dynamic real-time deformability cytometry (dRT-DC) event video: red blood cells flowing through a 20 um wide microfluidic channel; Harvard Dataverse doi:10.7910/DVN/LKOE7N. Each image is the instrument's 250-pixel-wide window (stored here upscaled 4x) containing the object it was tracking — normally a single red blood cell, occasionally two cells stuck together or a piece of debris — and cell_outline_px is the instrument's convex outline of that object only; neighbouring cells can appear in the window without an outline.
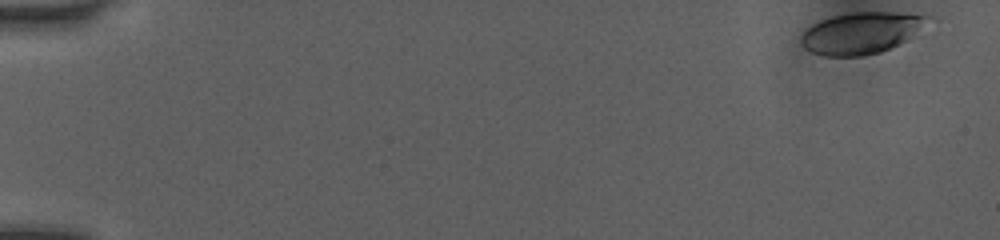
{"species": "human", "species_latin": "Homo sapiens", "temperature_condition": "room temperature", "stored_images_in_passage": 50, "camera_frame_rate_fps": 3000, "um_per_image_px": 0.085, "donor": {"sex": "female"}, "frame": {"image": 1, "passage_image": 1, "time_ms": 0.0, "image_size_px": [1000, 240], "cell_outline_px": [[932, 16], [904, 40], [892, 48], [880, 52], [860, 56], [824, 56], [812, 52], [804, 48], [800, 44], [800, 36], [812, 24], [820, 20], [832, 16], [852, 12], [892, 12]], "centroid_in_image_um": [73.09, 2.8], "position_along_channel_um": 11.9, "area_um2": 30.11}}
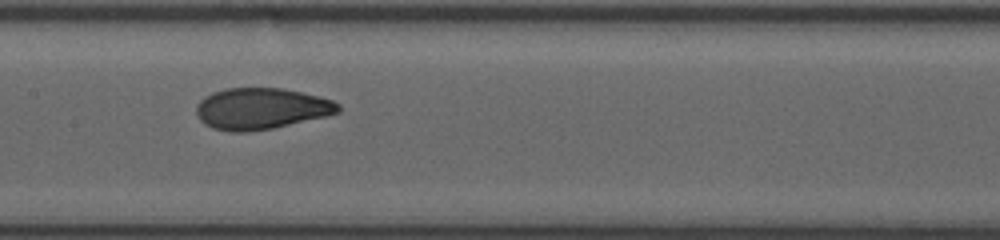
{"frame": {"image": 2, "passage_image": 26, "time_ms": 8.333, "image_size_px": [1000, 240], "cell_outline_px": [[340, 112], [328, 116], [272, 128], [248, 132], [232, 132], [212, 128], [204, 124], [196, 116], [196, 104], [204, 96], [212, 92], [224, 88], [280, 88], [300, 92], [332, 100], [340, 104]], "centroid_in_image_um": [22.16, 9.24], "position_along_channel_um": 185.2, "area_um2": 34.33}}
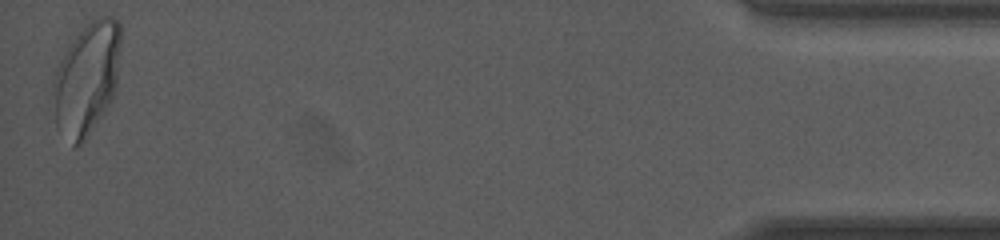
{"frame": {"image": 3, "passage_image": 50, "time_ms": 16.333, "image_size_px": [1000, 240], "cell_outline_px": [[120, 48], [116, 84], [112, 96], [108, 104], [88, 136], [80, 144], [72, 148], [56, 128], [52, 84], [52, 80], [56, 68], [60, 60], [72, 40], [92, 20], [104, 16], [112, 16], [120, 24]], "centroid_in_image_um": [7.34, 6.71], "position_along_channel_um": 427.9, "area_um2": 43.99}, "authors_computed_cell_mechanics": {"area_um2": 33.8997, "velocity_mm_per_s": 4.0445, "shape_relaxation_time_tau1_ms": 3.2486, "shape_relaxation_time_tau2_ms": 0.7774, "deformation_change_tau1": 0.1562, "deformation_change_tau2": 0.0489}}